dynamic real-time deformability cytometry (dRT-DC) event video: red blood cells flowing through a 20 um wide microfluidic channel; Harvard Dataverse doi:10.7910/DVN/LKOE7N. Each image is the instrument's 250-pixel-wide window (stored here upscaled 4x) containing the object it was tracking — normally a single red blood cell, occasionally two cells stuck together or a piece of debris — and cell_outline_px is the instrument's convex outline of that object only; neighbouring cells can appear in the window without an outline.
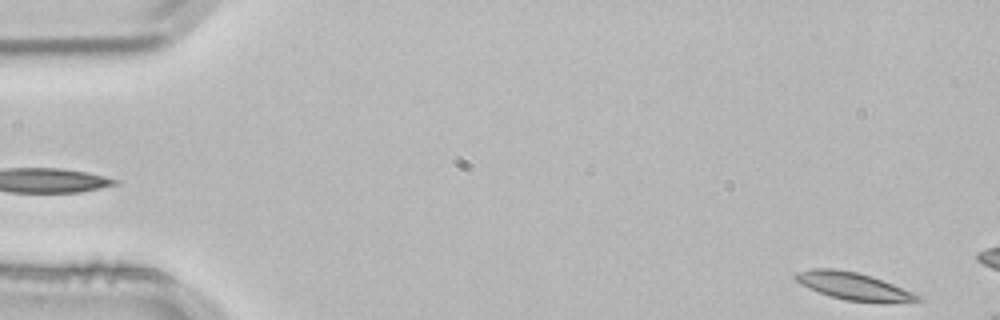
{"species": "common noctule bat (a hibernating species)", "species_latin": "Nyctalus noctula", "temperature_condition": "room temperature", "stored_images_in_passage": 2, "segment_of_instrument_passage": [2, 2], "camera_frame_rate_fps": 3000, "um_per_image_px": 0.085, "animal": {"sex": "male", "body_mass_g": 21.5, "forearm_length_mm": 52.0}, "frame": {"image": 1, "passage_image": 2, "time_ms": 0.333, "image_size_px": [1000, 320], "cell_outline_px": [[924, 300], [844, 300], [820, 292], [800, 284], [792, 276], [796, 272], [812, 268], [836, 268], [856, 272], [872, 276], [912, 292], [920, 296]], "centroid_in_image_um": [72.4, 24.25], "position_along_channel_um": 12.6, "area_um2": 18.55}}